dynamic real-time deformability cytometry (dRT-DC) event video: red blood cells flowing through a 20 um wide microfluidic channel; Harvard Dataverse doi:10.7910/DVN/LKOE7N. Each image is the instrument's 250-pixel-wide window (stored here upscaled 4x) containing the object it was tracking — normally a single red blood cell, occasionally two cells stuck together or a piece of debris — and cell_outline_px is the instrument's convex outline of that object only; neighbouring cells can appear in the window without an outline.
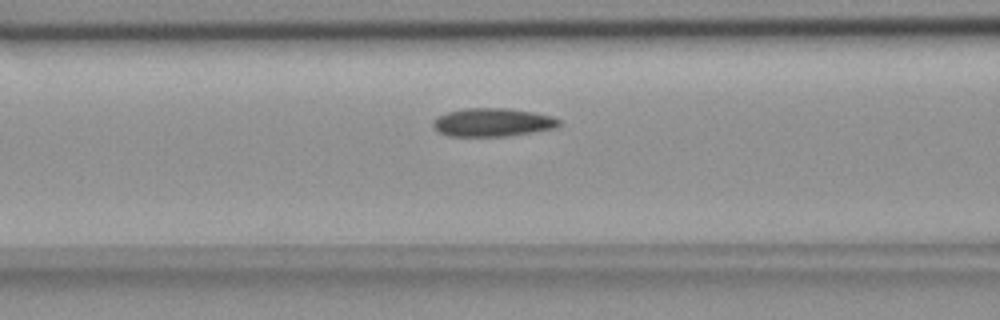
{"species": "common noctule bat (a hibernating species)", "species_latin": "Nyctalus noctula", "temperature_condition": "room temperature", "stored_images_in_passage": 52, "camera_frame_rate_fps": 3000, "um_per_image_px": 0.085, "animal": {"sex": "female", "body_mass_g": 18.4}, "frame": {"image": 1, "passage_image": 18, "time_ms": 5.667, "image_size_px": [1000, 320], "cell_outline_px": [[560, 124], [556, 128], [532, 132], [504, 136], [448, 136], [440, 132], [432, 124], [432, 120], [436, 116], [448, 112], [464, 108], [508, 108], [532, 112], [552, 116], [560, 120]], "centroid_in_image_um": [41.85, 10.39], "position_along_channel_um": 124.7, "area_um2": 20.75}}
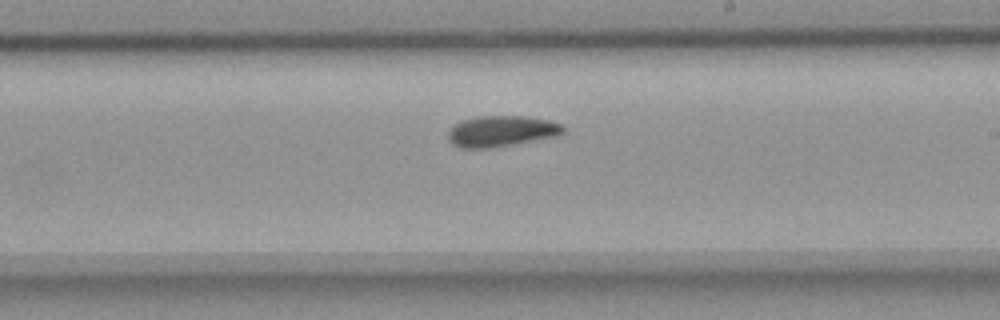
{"frame": {"image": 2, "passage_image": 28, "time_ms": 9.0, "image_size_px": [1000, 320], "cell_outline_px": [[564, 132], [556, 136], [512, 144], [488, 148], [464, 148], [452, 144], [448, 140], [448, 132], [460, 120], [476, 116], [524, 116], [548, 120], [564, 124]], "centroid_in_image_um": [42.61, 11.14], "position_along_channel_um": 246.4, "area_um2": 20.63}}
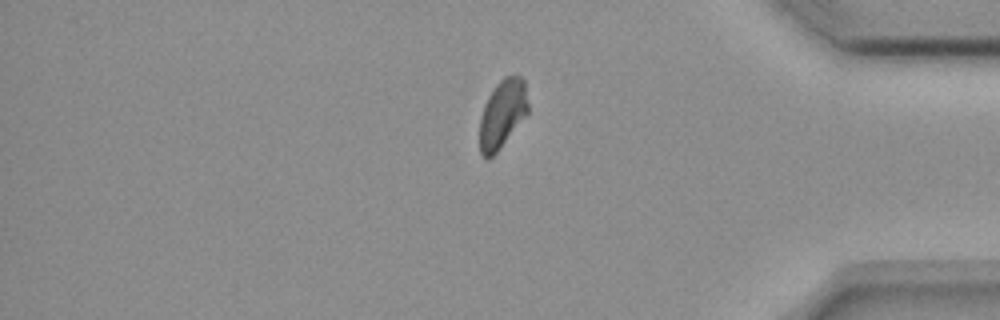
{"frame": {"image": 3, "passage_image": 42, "time_ms": 13.667, "image_size_px": [1000, 320], "cell_outline_px": [[528, 112], [496, 152], [492, 156], [484, 156], [480, 152], [480, 116], [488, 96], [496, 84], [504, 76], [516, 72], [524, 80], [528, 104]], "centroid_in_image_um": [42.71, 9.59], "position_along_channel_um": 392.5, "area_um2": 19.02}, "authors_computed_cell_mechanics": {"area_um2": 20.23, "velocity_mm_per_s": 3.6582, "shape_relaxation_time_tau1_ms": 7.9197, "shape_relaxation_time_tau2_ms": 3.956, "deformation_change_tau1": 0.1513, "deformation_change_tau2": 0.0698}}